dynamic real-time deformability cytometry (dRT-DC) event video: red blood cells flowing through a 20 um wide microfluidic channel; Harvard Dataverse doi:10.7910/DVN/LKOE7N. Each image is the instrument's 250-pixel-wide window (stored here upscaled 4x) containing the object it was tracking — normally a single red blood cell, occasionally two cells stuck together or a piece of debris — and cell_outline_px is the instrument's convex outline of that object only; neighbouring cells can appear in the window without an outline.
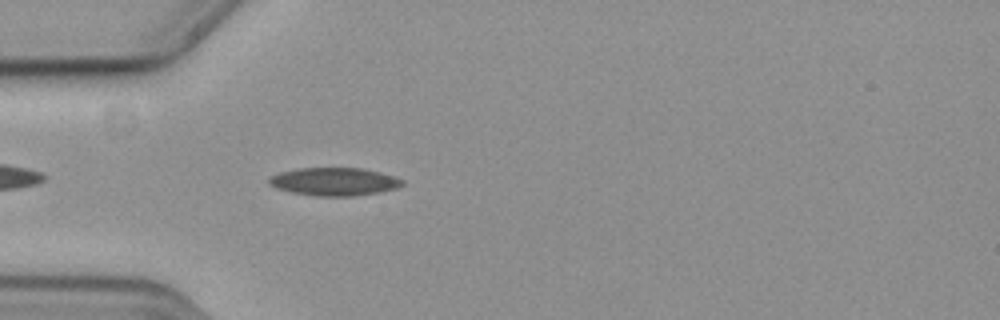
{"species": "common noctule bat (a hibernating species)", "species_latin": "Nyctalus noctula", "temperature_condition": "cold", "stored_images_in_passage": 37, "camera_frame_rate_fps": 3000, "um_per_image_px": 0.085, "animal": {"sex": "female", "body_mass_g": 19.3, "forearm_length_mm": 54.1}, "frame": {"image": 1, "passage_image": 4, "time_ms": 1.0, "image_size_px": [1000, 320], "cell_outline_px": [[404, 184], [396, 188], [356, 196], [316, 196], [292, 192], [276, 188], [268, 184], [268, 180], [272, 176], [280, 172], [300, 168], [360, 168], [380, 172], [404, 180]], "centroid_in_image_um": [28.4, 15.44], "position_along_channel_um": 56.6, "area_um2": 21.56}}
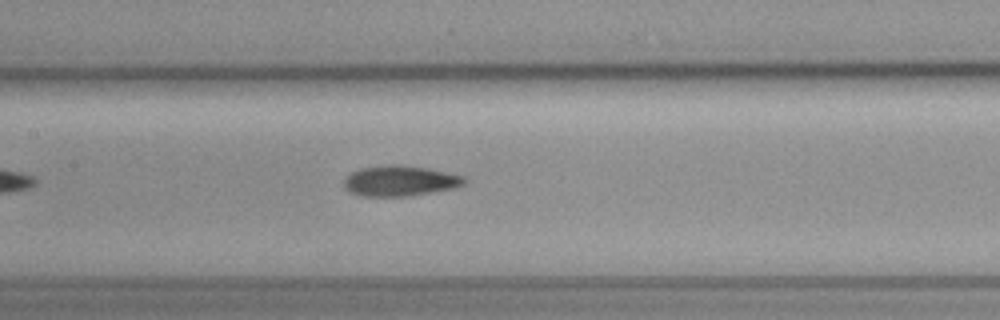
{"frame": {"image": 2, "passage_image": 14, "time_ms": 4.333, "image_size_px": [1000, 320], "cell_outline_px": [[468, 180], [464, 184], [456, 188], [408, 196], [360, 196], [348, 192], [344, 188], [344, 180], [352, 172], [360, 168], [384, 164], [400, 164], [428, 168], [464, 176]], "centroid_in_image_um": [34.0, 15.37], "position_along_channel_um": 173.4, "area_um2": 21.68}}
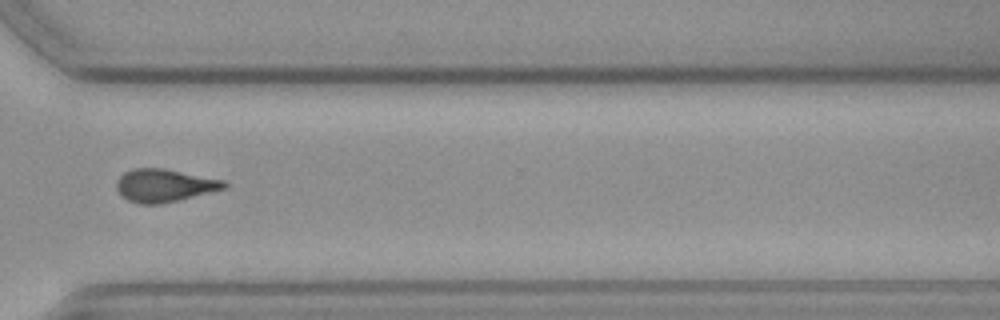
{"frame": {"image": 3, "passage_image": 29, "time_ms": 9.333, "image_size_px": [1000, 320], "cell_outline_px": [[228, 188], [180, 200], [160, 204], [140, 204], [128, 200], [116, 188], [116, 180], [124, 172], [136, 168], [164, 168], [224, 180], [228, 184]], "centroid_in_image_um": [14.0, 15.76], "position_along_channel_um": 356.6, "area_um2": 20.69}}